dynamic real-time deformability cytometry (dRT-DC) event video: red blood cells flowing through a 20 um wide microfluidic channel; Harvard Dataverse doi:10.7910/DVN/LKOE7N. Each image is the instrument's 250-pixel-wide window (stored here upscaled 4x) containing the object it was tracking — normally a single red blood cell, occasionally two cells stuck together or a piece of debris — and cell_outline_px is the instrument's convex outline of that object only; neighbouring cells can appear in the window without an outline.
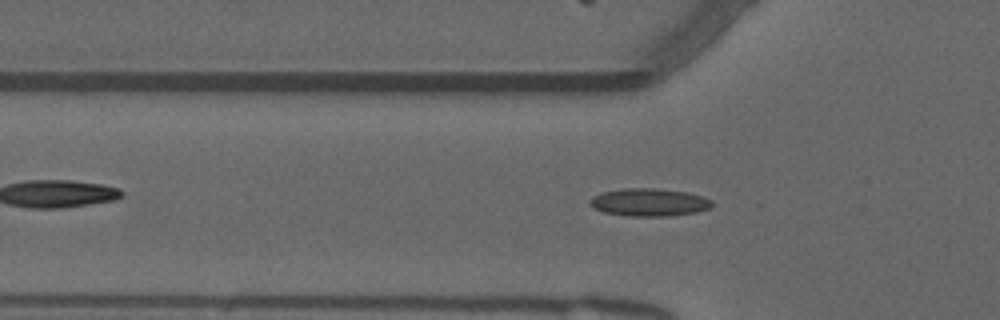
{"species": "common noctule bat (a hibernating species)", "species_latin": "Nyctalus noctula", "temperature_condition": "warm", "stored_images_in_passage": 49, "camera_frame_rate_fps": 3000, "um_per_image_px": 0.085, "animal": {"sex": "male", "forearm_length_mm": 52.5}, "frame": {"image": 1, "passage_image": 17, "time_ms": 5.333, "image_size_px": [1000, 320], "cell_outline_px": [[712, 208], [696, 212], [668, 216], [628, 216], [604, 212], [592, 208], [588, 204], [588, 200], [592, 196], [604, 192], [624, 188], [652, 188], [688, 192], [704, 196], [712, 200]], "centroid_in_image_um": [55.17, 17.2], "position_along_channel_um": 70.6, "area_um2": 19.94}}
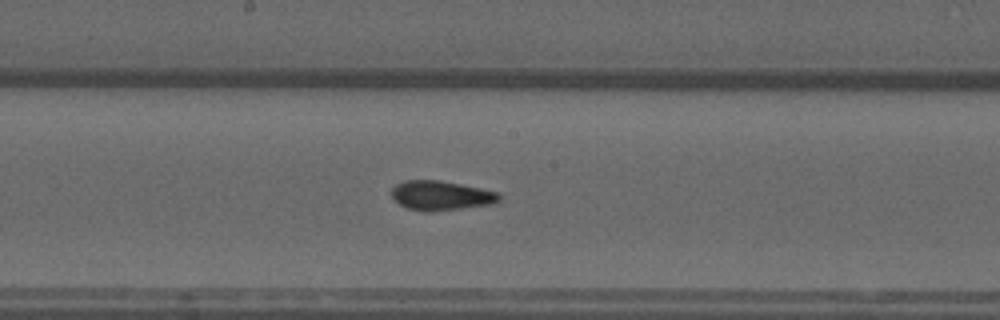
{"frame": {"image": 2, "passage_image": 28, "time_ms": 9.0, "image_size_px": [1000, 320], "cell_outline_px": [[500, 200], [492, 204], [428, 212], [424, 212], [408, 208], [392, 200], [392, 188], [396, 184], [404, 180], [436, 180], [460, 184], [500, 192]], "centroid_in_image_um": [37.46, 16.62], "position_along_channel_um": 210.7, "area_um2": 18.44}}
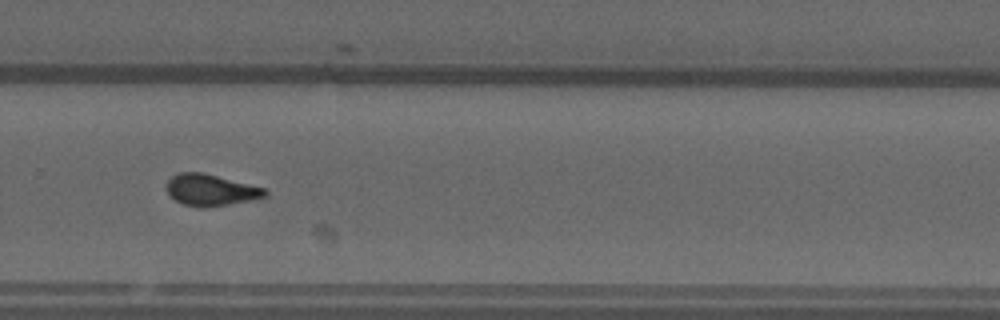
{"frame": {"image": 3, "passage_image": 36, "time_ms": 11.667, "image_size_px": [1000, 320], "cell_outline_px": [[268, 192], [264, 196], [248, 200], [208, 208], [204, 208], [184, 204], [176, 200], [164, 188], [168, 180], [172, 176], [180, 172], [204, 172], [264, 188]], "centroid_in_image_um": [17.86, 16.14], "position_along_channel_um": 311.9, "area_um2": 17.86}, "authors_computed_cell_mechanics": {"area_um2": 17.8024, "velocity_mm_per_s": 3.8033, "shape_relaxation_time_tau1_ms": 5.6953, "shape_relaxation_time_tau2_ms": 1.1723, "deformation_change_tau1": 0.1674, "deformation_change_tau2": 0.0639}}